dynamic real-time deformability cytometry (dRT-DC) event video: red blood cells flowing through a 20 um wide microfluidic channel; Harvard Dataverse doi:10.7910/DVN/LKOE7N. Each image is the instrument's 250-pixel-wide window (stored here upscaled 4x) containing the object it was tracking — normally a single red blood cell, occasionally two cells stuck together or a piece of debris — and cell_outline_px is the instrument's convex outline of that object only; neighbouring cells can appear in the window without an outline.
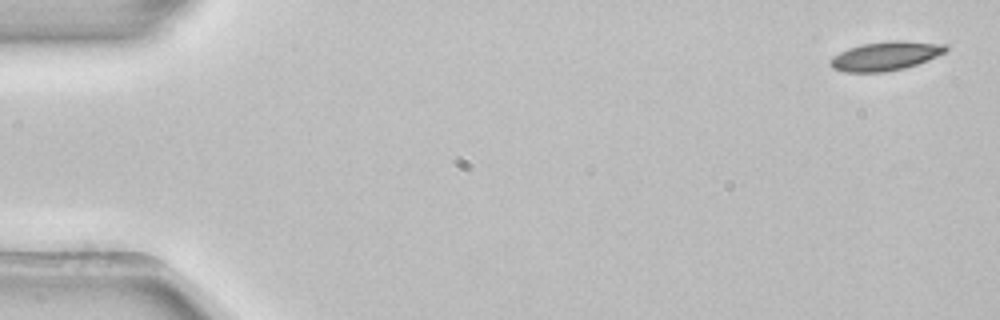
{"species": "common noctule bat (a hibernating species)", "species_latin": "Nyctalus noctula", "temperature_condition": "room temperature", "stored_images_in_passage": 4, "camera_frame_rate_fps": 3000, "um_per_image_px": 0.085, "animal": {"sex": "female", "body_mass_g": 22.7, "forearm_length_mm": 54.2}, "frame": {"image": 1, "passage_image": 1, "time_ms": 0.0, "image_size_px": [1000, 320], "cell_outline_px": [[948, 48], [944, 52], [928, 60], [904, 68], [884, 72], [844, 72], [832, 68], [828, 64], [828, 60], [832, 56], [848, 48], [864, 44], [892, 40], [900, 40], [948, 44]], "centroid_in_image_um": [75.24, 4.76], "position_along_channel_um": 9.8, "area_um2": 19.54}}